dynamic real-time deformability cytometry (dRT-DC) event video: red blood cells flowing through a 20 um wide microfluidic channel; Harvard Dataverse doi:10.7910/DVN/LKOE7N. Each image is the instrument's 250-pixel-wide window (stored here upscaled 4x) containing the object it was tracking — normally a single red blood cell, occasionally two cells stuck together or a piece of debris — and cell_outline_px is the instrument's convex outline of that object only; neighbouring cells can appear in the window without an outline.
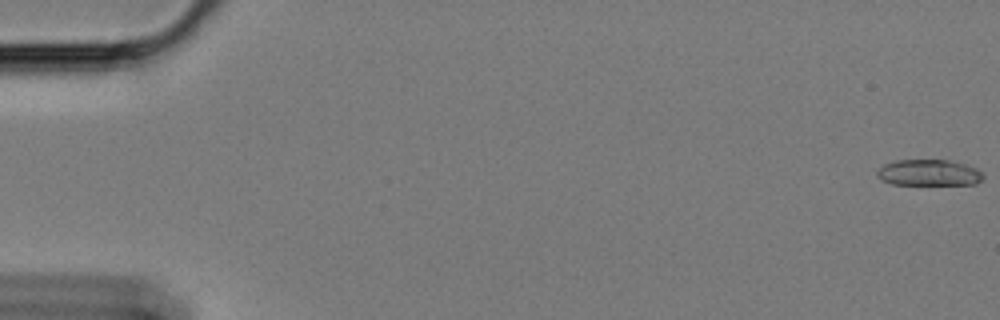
{"species": "Egyptian fruit bat (a non-hibernating species)", "species_latin": "Rousettus aegyptiacus", "temperature_condition": "cold", "stored_images_in_passage": 58, "camera_frame_rate_fps": 3000, "um_per_image_px": 0.085, "animal": {"sex": "female"}, "frame": {"image": 1, "passage_image": 1, "time_ms": 0.0, "image_size_px": [1000, 320], "cell_outline_px": [[984, 176], [976, 184], [892, 184], [880, 180], [876, 176], [876, 172], [884, 164], [896, 160], [948, 160], [968, 164], [984, 172]], "centroid_in_image_um": [78.96, 14.67], "position_along_channel_um": 6.0, "area_um2": 16.3}}
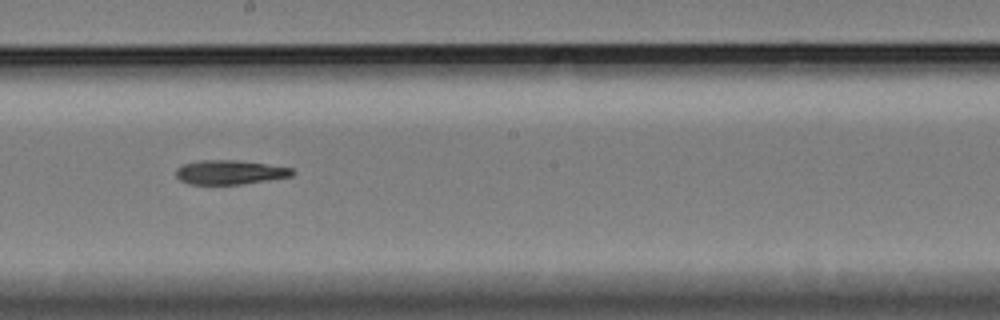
{"frame": {"image": 2, "passage_image": 34, "time_ms": 11.0, "image_size_px": [1000, 320], "cell_outline_px": [[296, 172], [292, 176], [268, 180], [240, 184], [188, 184], [180, 180], [176, 176], [176, 168], [184, 164], [200, 160], [236, 160], [292, 168]], "centroid_in_image_um": [19.52, 14.64], "position_along_channel_um": 228.7, "area_um2": 16.3}}
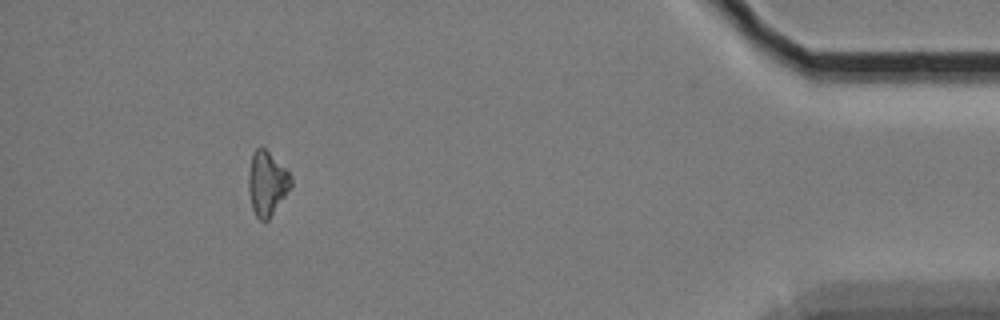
{"frame": {"image": 3, "passage_image": 55, "time_ms": 18.0, "image_size_px": [1000, 320], "cell_outline_px": [[292, 184], [268, 220], [260, 220], [256, 216], [252, 208], [248, 188], [248, 172], [252, 152], [256, 148], [264, 148], [288, 172], [292, 180]], "centroid_in_image_um": [22.65, 15.58], "position_along_channel_um": 412.5, "area_um2": 15.49}, "authors_computed_cell_mechanics": {"area_um2": 16.762, "velocity_mm_per_s": 3.4183, "shape_relaxation_time_tau1_ms": 6.5278, "shape_relaxation_time_tau2_ms": null, "deformation_change_tau1": 0.1616, "deformation_change_tau2": null}}